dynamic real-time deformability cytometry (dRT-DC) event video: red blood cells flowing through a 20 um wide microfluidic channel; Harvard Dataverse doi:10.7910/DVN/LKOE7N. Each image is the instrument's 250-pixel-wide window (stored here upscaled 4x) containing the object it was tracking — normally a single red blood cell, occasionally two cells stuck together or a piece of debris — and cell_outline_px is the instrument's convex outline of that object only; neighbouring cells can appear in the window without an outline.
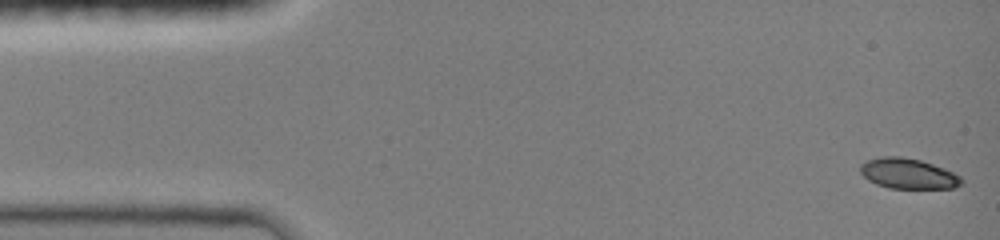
{"species": "common noctule bat (a hibernating species)", "species_latin": "Nyctalus noctula", "temperature_condition": "room temperature", "stored_images_in_passage": 12, "camera_frame_rate_fps": 3000, "um_per_image_px": 0.085, "animal": {"sex": "female", "body_mass_g": 19.0, "forearm_length_mm": 51.5}, "frame": {"image": 1, "passage_image": 1, "time_ms": 0.0, "image_size_px": [1000, 240], "cell_outline_px": [[960, 184], [952, 188], [888, 188], [876, 184], [868, 180], [860, 172], [860, 164], [868, 160], [884, 156], [900, 156], [920, 160], [932, 164], [952, 172], [960, 176]], "centroid_in_image_um": [77.13, 14.75], "position_along_channel_um": 7.9, "area_um2": 17.63}}
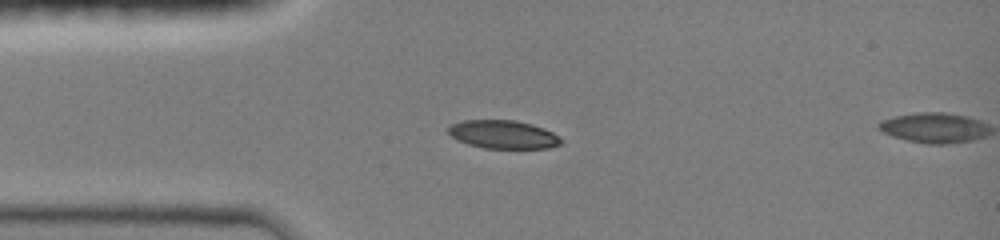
{"frame": {"image": 2, "passage_image": 11, "time_ms": 3.333, "image_size_px": [1000, 240], "cell_outline_px": [[560, 144], [548, 148], [484, 148], [468, 144], [452, 136], [448, 132], [448, 128], [452, 124], [464, 120], [512, 120], [532, 124], [544, 128], [552, 132], [560, 140]], "centroid_in_image_um": [42.75, 11.42], "position_along_channel_um": 42.2, "area_um2": 18.26}}